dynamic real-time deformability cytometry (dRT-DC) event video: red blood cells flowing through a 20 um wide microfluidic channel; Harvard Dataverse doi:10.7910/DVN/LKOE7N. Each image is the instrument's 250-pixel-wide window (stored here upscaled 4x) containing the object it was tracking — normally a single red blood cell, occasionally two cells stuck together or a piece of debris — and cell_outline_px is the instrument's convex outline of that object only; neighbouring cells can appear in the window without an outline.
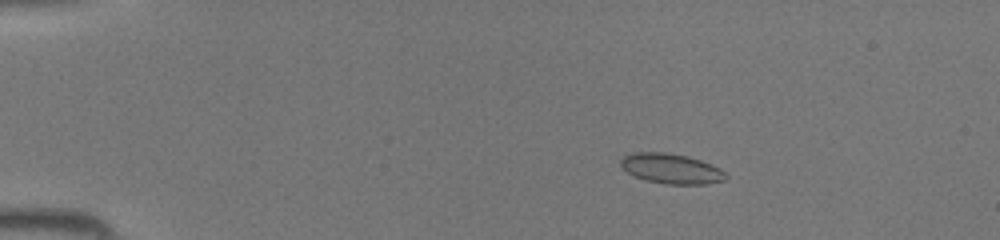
{"species": "common noctule bat (a hibernating species)", "species_latin": "Nyctalus noctula", "temperature_condition": "room temperature", "stored_images_in_passage": 40, "camera_frame_rate_fps": 3000, "um_per_image_px": 0.085, "animal": {"sex": "female", "body_mass_g": 19.5, "forearm_length_mm": 54.1}, "frame": {"image": 1, "passage_image": 3, "time_ms": 0.667, "image_size_px": [1000, 240], "cell_outline_px": [[728, 176], [724, 180], [704, 184], [668, 184], [648, 180], [636, 176], [628, 172], [620, 164], [620, 160], [624, 156], [636, 152], [660, 152], [684, 156], [700, 160], [720, 168]], "centroid_in_image_um": [57.07, 14.33], "position_along_channel_um": 27.9, "area_um2": 17.92}}
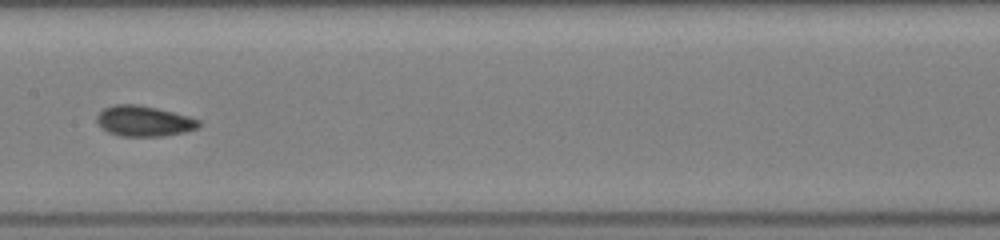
{"frame": {"image": 2, "passage_image": 19, "time_ms": 6.0, "image_size_px": [1000, 240], "cell_outline_px": [[200, 124], [196, 128], [184, 132], [164, 136], [120, 136], [108, 132], [96, 120], [96, 116], [104, 108], [112, 104], [140, 104], [188, 116], [200, 120]], "centroid_in_image_um": [12.22, 10.28], "position_along_channel_um": 195.2, "area_um2": 18.03}}
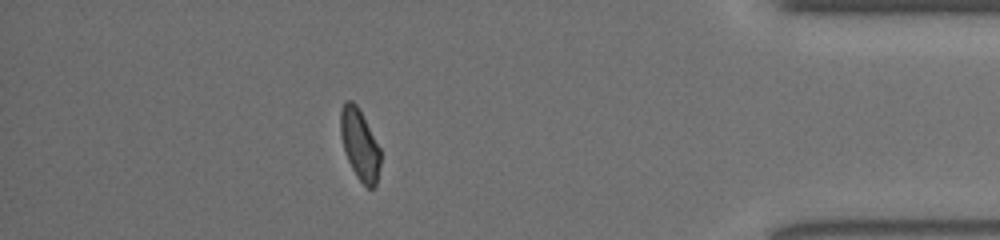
{"frame": {"image": 3, "passage_image": 35, "time_ms": 11.333, "image_size_px": [1000, 240], "cell_outline_px": [[380, 164], [376, 184], [372, 188], [368, 188], [356, 176], [344, 152], [340, 136], [340, 112], [344, 100], [352, 100], [356, 104], [380, 148]], "centroid_in_image_um": [30.55, 12.27], "position_along_channel_um": 404.7, "area_um2": 16.36}}